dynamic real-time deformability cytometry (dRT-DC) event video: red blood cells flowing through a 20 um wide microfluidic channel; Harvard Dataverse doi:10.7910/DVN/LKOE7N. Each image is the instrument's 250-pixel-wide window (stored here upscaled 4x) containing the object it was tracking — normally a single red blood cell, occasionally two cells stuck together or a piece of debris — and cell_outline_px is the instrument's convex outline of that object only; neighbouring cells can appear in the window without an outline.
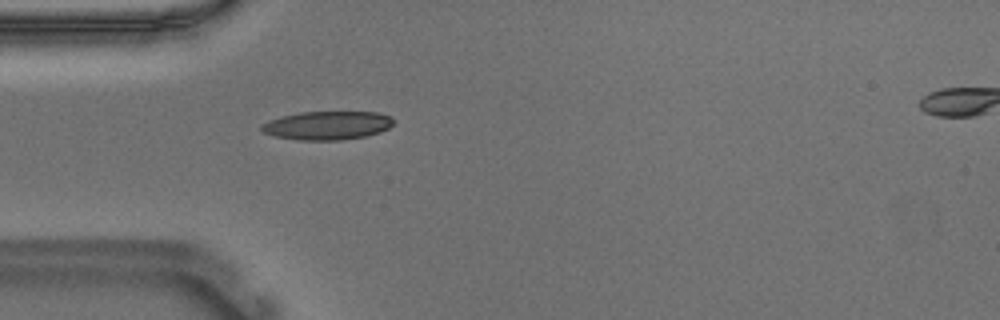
{"species": "Egyptian fruit bat (a non-hibernating species)", "species_latin": "Rousettus aegyptiacus", "temperature_condition": "warm", "stored_images_in_passage": 39, "camera_frame_rate_fps": 3000, "um_per_image_px": 0.085, "animal": {"sex": "male"}, "frame": {"image": 1, "passage_image": 1, "time_ms": 0.0, "image_size_px": [1000, 320], "cell_outline_px": [[392, 124], [388, 128], [380, 132], [364, 136], [340, 140], [300, 140], [276, 136], [264, 132], [260, 128], [260, 124], [268, 120], [280, 116], [300, 112], [376, 112], [392, 116]], "centroid_in_image_um": [27.79, 10.65], "position_along_channel_um": 57.2, "area_um2": 21.91}}
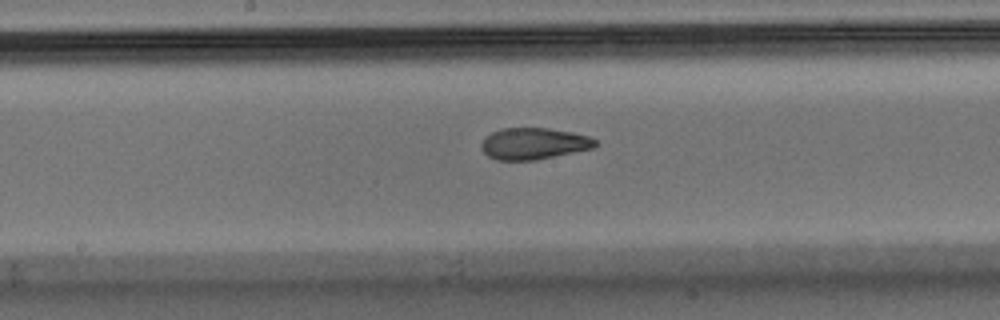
{"frame": {"image": 2, "passage_image": 13, "time_ms": 4.0, "image_size_px": [1000, 320], "cell_outline_px": [[596, 144], [592, 148], [536, 160], [496, 160], [488, 156], [480, 148], [480, 144], [484, 136], [500, 128], [548, 128], [572, 132], [588, 136], [596, 140]], "centroid_in_image_um": [45.3, 12.2], "position_along_channel_um": 202.9, "area_um2": 20.98}}
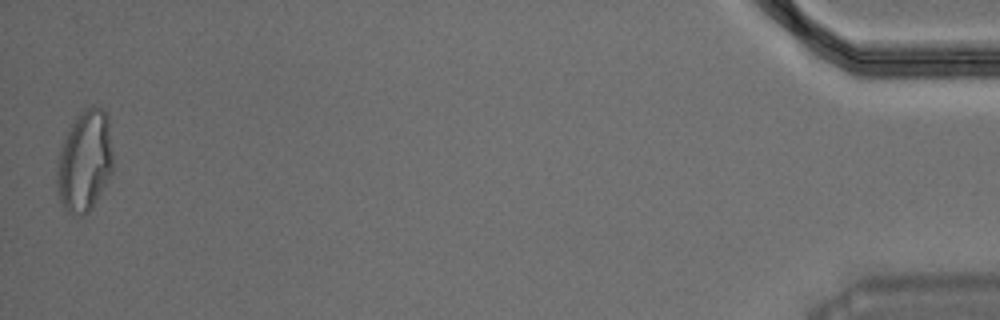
{"frame": {"image": 3, "passage_image": 39, "time_ms": 12.667, "image_size_px": [1000, 320], "cell_outline_px": [[112, 172], [108, 180], [92, 208], [84, 216], [72, 216], [64, 208], [60, 200], [56, 188], [56, 164], [64, 140], [76, 116], [80, 112], [88, 108], [104, 108], [108, 112], [112, 152]], "centroid_in_image_um": [7.2, 13.74], "position_along_channel_um": 428.0, "area_um2": 33.23}, "authors_computed_cell_mechanics": {"area_um2": 21.964, "velocity_mm_per_s": 3.697, "shape_relaxation_time_tau1_ms": null, "shape_relaxation_time_tau2_ms": 1.7297, "deformation_change_tau1": null, "deformation_change_tau2": 0.0725}}